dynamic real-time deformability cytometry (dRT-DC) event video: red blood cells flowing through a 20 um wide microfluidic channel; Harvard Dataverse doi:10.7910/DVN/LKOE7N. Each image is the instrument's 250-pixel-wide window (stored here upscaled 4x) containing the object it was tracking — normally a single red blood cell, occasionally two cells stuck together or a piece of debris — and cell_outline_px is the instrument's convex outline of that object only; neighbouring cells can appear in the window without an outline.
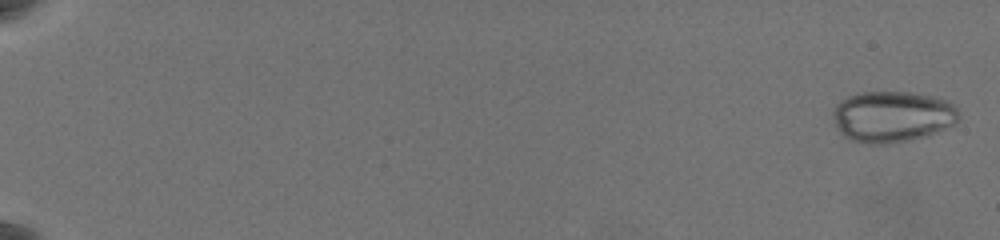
{"species": "common noctule bat (a hibernating species)", "species_latin": "Nyctalus noctula", "temperature_condition": "warm", "stored_images_in_passage": 50, "camera_frame_rate_fps": 3000, "um_per_image_px": 0.085, "animal": {"sex": "female", "body_mass_g": 19.5, "forearm_length_mm": 54.1}, "frame": {"image": 1, "passage_image": 1, "time_ms": 0.0, "image_size_px": [1000, 240], "cell_outline_px": [[960, 116], [952, 124], [928, 136], [908, 140], [884, 144], [868, 144], [848, 140], [836, 128], [832, 116], [832, 112], [836, 104], [840, 100], [848, 96], [860, 92], [908, 92], [936, 96], [952, 104], [956, 108]], "centroid_in_image_um": [75.79, 9.91], "position_along_channel_um": 9.2, "area_um2": 37.69}}
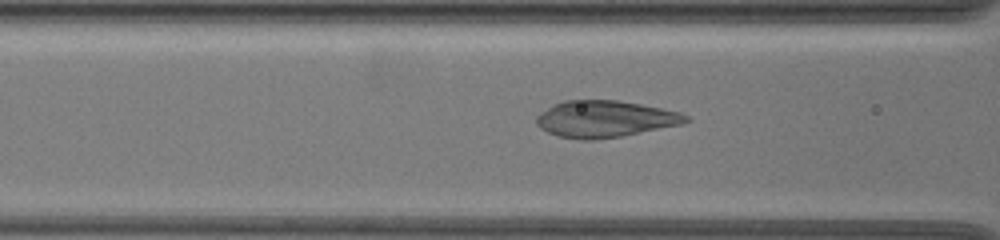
{"frame": {"image": 2, "passage_image": 29, "time_ms": 9.333, "image_size_px": [1000, 240], "cell_outline_px": [[692, 120], [684, 124], [620, 136], [596, 140], [580, 140], [560, 136], [548, 132], [540, 128], [536, 124], [536, 116], [540, 112], [552, 104], [564, 100], [616, 100], [640, 104], [680, 112], [688, 116]], "centroid_in_image_um": [51.41, 10.11], "position_along_channel_um": 115.2, "area_um2": 32.02}}
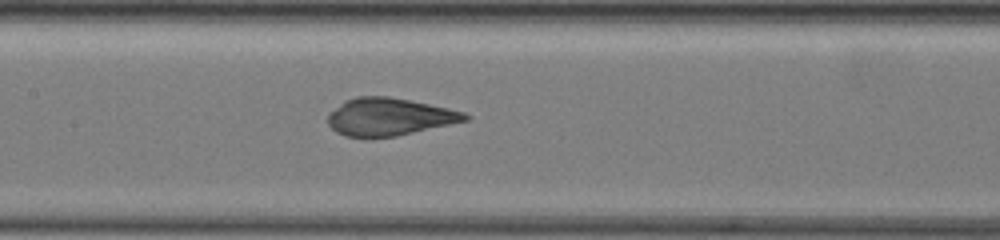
{"frame": {"image": 3, "passage_image": 34, "time_ms": 11.0, "image_size_px": [1000, 240], "cell_outline_px": [[472, 116], [468, 120], [396, 136], [372, 140], [344, 136], [336, 132], [328, 124], [328, 112], [344, 100], [356, 96], [388, 96], [448, 108], [464, 112]], "centroid_in_image_um": [33.02, 9.95], "position_along_channel_um": 174.4, "area_um2": 30.52}}